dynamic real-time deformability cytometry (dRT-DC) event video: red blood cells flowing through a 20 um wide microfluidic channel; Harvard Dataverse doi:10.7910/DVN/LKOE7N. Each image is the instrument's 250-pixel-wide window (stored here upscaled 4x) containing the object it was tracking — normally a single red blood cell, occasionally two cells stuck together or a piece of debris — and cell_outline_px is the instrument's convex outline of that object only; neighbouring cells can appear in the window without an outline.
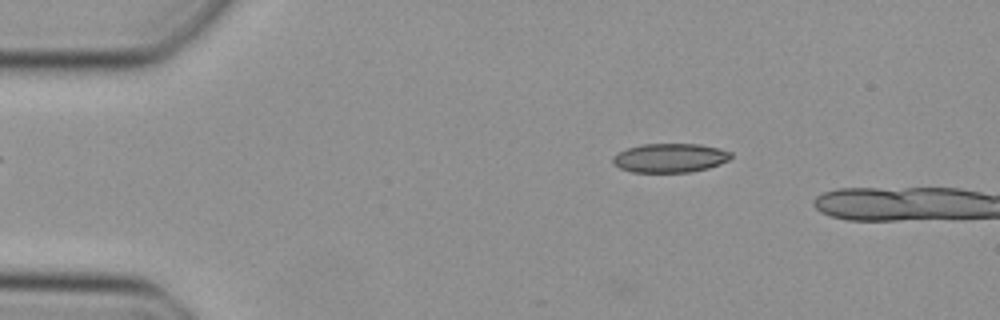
{"species": "Egyptian fruit bat (a non-hibernating species)", "species_latin": "Rousettus aegyptiacus", "temperature_condition": "cold", "stored_images_in_passage": 7, "camera_frame_rate_fps": 3000, "um_per_image_px": 0.085, "animal": {"sex": "female"}, "frame": {"image": 1, "passage_image": 3, "time_ms": 0.667, "image_size_px": [1000, 320], "cell_outline_px": [[732, 156], [728, 160], [720, 164], [708, 168], [692, 172], [632, 172], [620, 168], [612, 164], [612, 156], [628, 148], [640, 144], [700, 144], [720, 148], [732, 152]], "centroid_in_image_um": [56.95, 13.42], "position_along_channel_um": 28.0, "area_um2": 20.11}}